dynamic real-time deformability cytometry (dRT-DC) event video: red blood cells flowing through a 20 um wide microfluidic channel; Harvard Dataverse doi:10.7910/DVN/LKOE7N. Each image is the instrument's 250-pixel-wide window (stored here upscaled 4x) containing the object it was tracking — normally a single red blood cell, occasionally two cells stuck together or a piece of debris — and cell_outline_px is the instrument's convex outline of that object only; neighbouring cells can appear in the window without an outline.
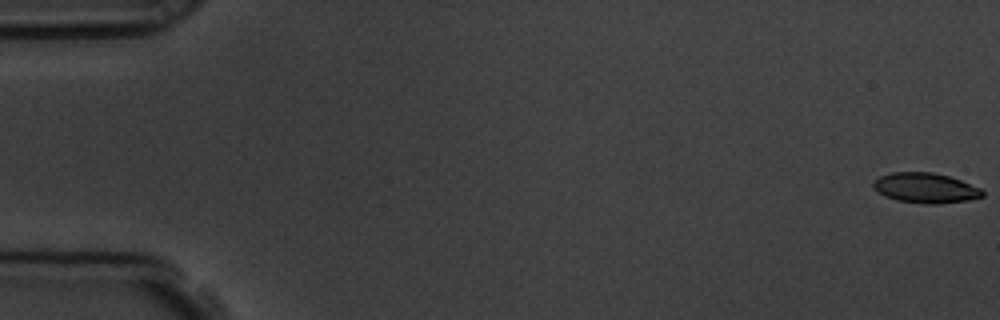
{"species": "common noctule bat (a hibernating species)", "species_latin": "Nyctalus noctula", "temperature_condition": "room temperature", "stored_images_in_passage": 55, "camera_frame_rate_fps": 3000, "um_per_image_px": 0.085, "animal": {"sex": "male", "body_mass_g": 19.5, "forearm_length_mm": 54.6}, "frame": {"image": 1, "passage_image": 1, "time_ms": 0.0, "image_size_px": [1000, 320], "cell_outline_px": [[984, 196], [968, 200], [936, 204], [924, 204], [896, 200], [884, 196], [872, 184], [880, 176], [892, 172], [932, 172], [948, 176], [960, 180], [980, 188], [984, 192]], "centroid_in_image_um": [78.68, 15.98], "position_along_channel_um": 6.3, "area_um2": 18.96}}
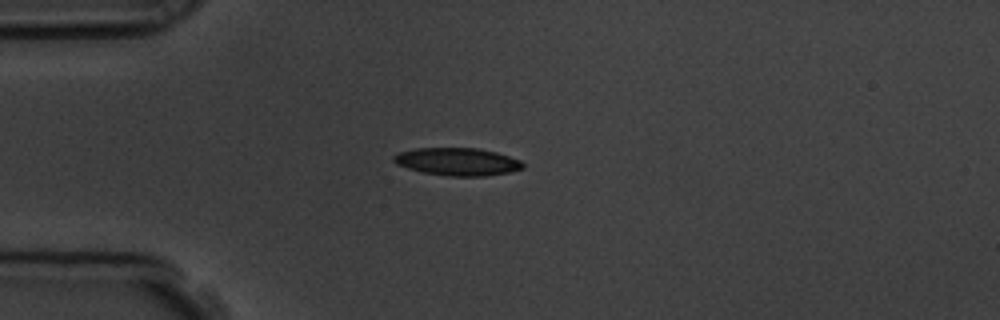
{"frame": {"image": 2, "passage_image": 15, "time_ms": 4.667, "image_size_px": [1000, 320], "cell_outline_px": [[524, 168], [508, 172], [484, 176], [448, 176], [424, 172], [408, 168], [396, 164], [392, 160], [392, 156], [400, 152], [416, 148], [476, 148], [496, 152], [520, 160], [524, 164]], "centroid_in_image_um": [38.87, 13.74], "position_along_channel_um": 46.1, "area_um2": 20.69}}
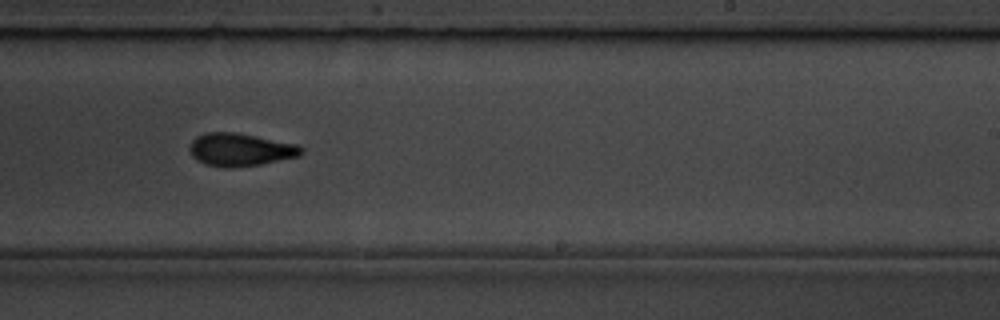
{"frame": {"image": 3, "passage_image": 34, "time_ms": 11.0, "image_size_px": [1000, 320], "cell_outline_px": [[304, 152], [300, 156], [260, 164], [232, 168], [224, 168], [204, 164], [192, 156], [188, 148], [192, 140], [196, 136], [204, 132], [236, 132], [296, 144], [304, 148]], "centroid_in_image_um": [20.4, 12.72], "position_along_channel_um": 268.6, "area_um2": 21.56}, "authors_computed_cell_mechanics": {"area_um2": 20.4612, "velocity_mm_per_s": 3.7994, "shape_relaxation_time_tau1_ms": 4.6377, "shape_relaxation_time_tau2_ms": 3.7736, "deformation_change_tau1": 0.1561, "deformation_change_tau2": 0.1065}}